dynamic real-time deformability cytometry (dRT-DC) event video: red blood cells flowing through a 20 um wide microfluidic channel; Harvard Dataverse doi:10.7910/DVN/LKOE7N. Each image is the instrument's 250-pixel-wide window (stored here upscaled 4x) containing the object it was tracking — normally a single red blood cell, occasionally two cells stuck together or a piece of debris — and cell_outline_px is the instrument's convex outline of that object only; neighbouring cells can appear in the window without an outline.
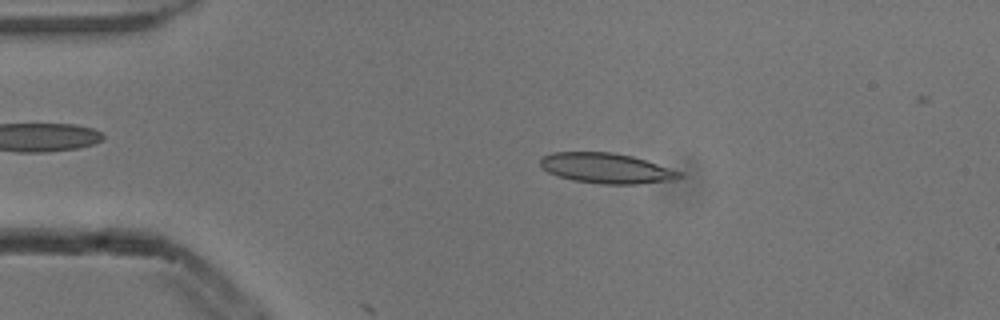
{"species": "common noctule bat (a hibernating species)", "species_latin": "Nyctalus noctula", "temperature_condition": "cold", "stored_images_in_passage": 5, "camera_frame_rate_fps": 3000, "um_per_image_px": 0.085, "animal": {"sex": "male", "body_mass_g": 13.3}, "frame": {"image": 1, "passage_image": 3, "time_ms": 0.667, "image_size_px": [1000, 320], "cell_outline_px": [[684, 176], [676, 180], [636, 184], [600, 184], [572, 180], [548, 172], [540, 164], [540, 156], [552, 152], [612, 152], [632, 156], [680, 172]], "centroid_in_image_um": [51.52, 14.3], "position_along_channel_um": 33.5, "area_um2": 24.39}}